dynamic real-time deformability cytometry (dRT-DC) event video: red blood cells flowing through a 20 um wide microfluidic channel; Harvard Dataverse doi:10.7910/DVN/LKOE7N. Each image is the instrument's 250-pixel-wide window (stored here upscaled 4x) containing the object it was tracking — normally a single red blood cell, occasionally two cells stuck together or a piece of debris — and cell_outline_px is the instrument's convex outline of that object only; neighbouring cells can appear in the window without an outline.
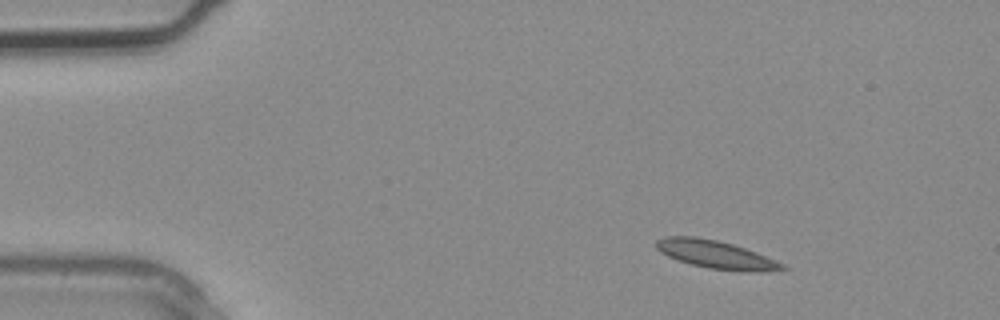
{"species": "common noctule bat (a hibernating species)", "species_latin": "Nyctalus noctula", "temperature_condition": "warm", "stored_images_in_passage": 2, "camera_frame_rate_fps": 3000, "um_per_image_px": 0.085, "animal": {"sex": "male", "body_mass_g": 20.4}, "frame": {"image": 1, "passage_image": 1, "time_ms": 0.0, "image_size_px": [1000, 320], "cell_outline_px": [[788, 268], [764, 272], [760, 272], [708, 268], [692, 264], [668, 256], [660, 252], [656, 248], [656, 240], [668, 236], [696, 236], [716, 240], [732, 244], [756, 252], [776, 260], [784, 264]], "centroid_in_image_um": [60.85, 21.63], "position_along_channel_um": 24.1, "area_um2": 20.29}}